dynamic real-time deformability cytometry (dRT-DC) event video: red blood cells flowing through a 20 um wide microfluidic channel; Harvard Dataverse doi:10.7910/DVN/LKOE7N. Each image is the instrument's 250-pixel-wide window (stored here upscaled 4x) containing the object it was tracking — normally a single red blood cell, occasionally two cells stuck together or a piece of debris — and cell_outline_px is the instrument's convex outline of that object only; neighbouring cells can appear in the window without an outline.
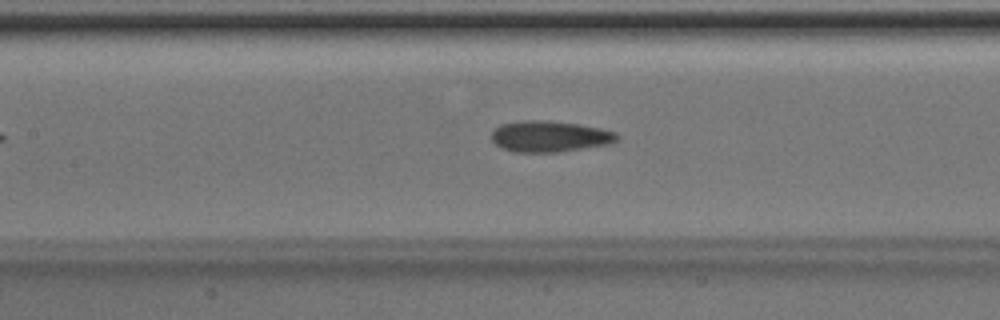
{"species": "Egyptian fruit bat (a non-hibernating species)", "species_latin": "Rousettus aegyptiacus", "temperature_condition": "room temperature", "stored_images_in_passage": 33, "camera_frame_rate_fps": 3000, "um_per_image_px": 0.085, "animal": {"sex": "male"}, "frame": {"image": 1, "passage_image": 15, "time_ms": 4.667, "image_size_px": [1000, 320], "cell_outline_px": [[620, 136], [616, 140], [608, 144], [556, 152], [512, 152], [500, 148], [492, 140], [492, 132], [500, 124], [524, 120], [540, 120], [576, 124], [600, 128], [616, 132]], "centroid_in_image_um": [46.68, 11.6], "position_along_channel_um": 160.7, "area_um2": 22.54}}
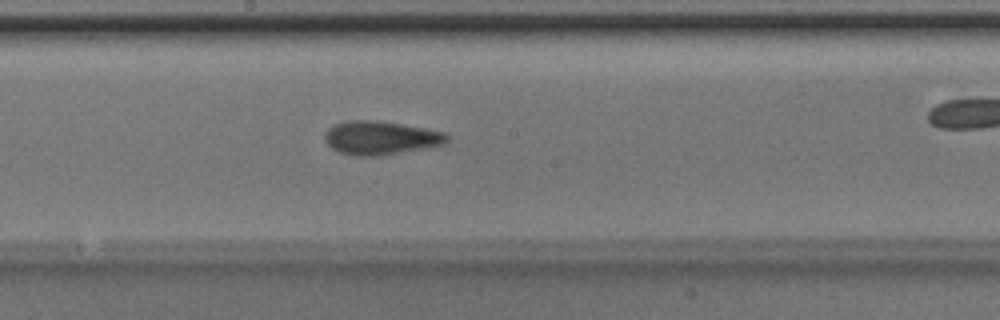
{"frame": {"image": 2, "passage_image": 19, "time_ms": 6.0, "image_size_px": [1000, 320], "cell_outline_px": [[448, 140], [444, 144], [428, 148], [380, 156], [352, 156], [340, 152], [332, 148], [328, 144], [324, 136], [328, 128], [332, 124], [344, 120], [376, 120], [404, 124], [444, 132], [448, 136]], "centroid_in_image_um": [32.34, 11.71], "position_along_channel_um": 215.9, "area_um2": 24.22}}
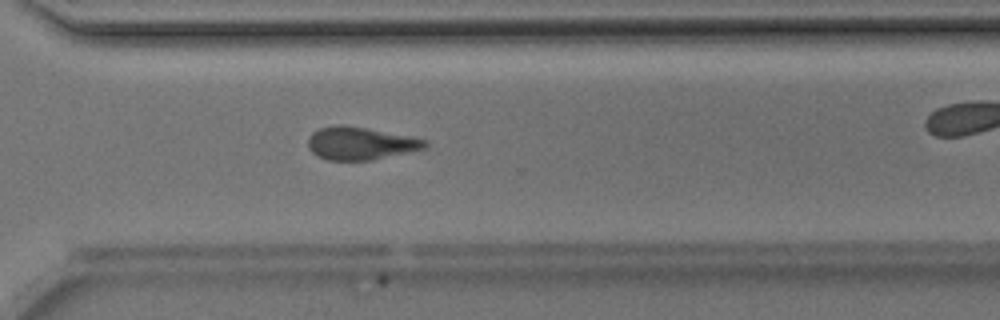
{"frame": {"image": 3, "passage_image": 28, "time_ms": 9.0, "image_size_px": [1000, 320], "cell_outline_px": [[428, 144], [424, 148], [368, 160], [328, 160], [316, 156], [308, 148], [308, 136], [312, 132], [320, 128], [336, 124], [344, 124], [408, 136], [428, 140]], "centroid_in_image_um": [30.55, 12.17], "position_along_channel_um": 340.0, "area_um2": 22.08}}